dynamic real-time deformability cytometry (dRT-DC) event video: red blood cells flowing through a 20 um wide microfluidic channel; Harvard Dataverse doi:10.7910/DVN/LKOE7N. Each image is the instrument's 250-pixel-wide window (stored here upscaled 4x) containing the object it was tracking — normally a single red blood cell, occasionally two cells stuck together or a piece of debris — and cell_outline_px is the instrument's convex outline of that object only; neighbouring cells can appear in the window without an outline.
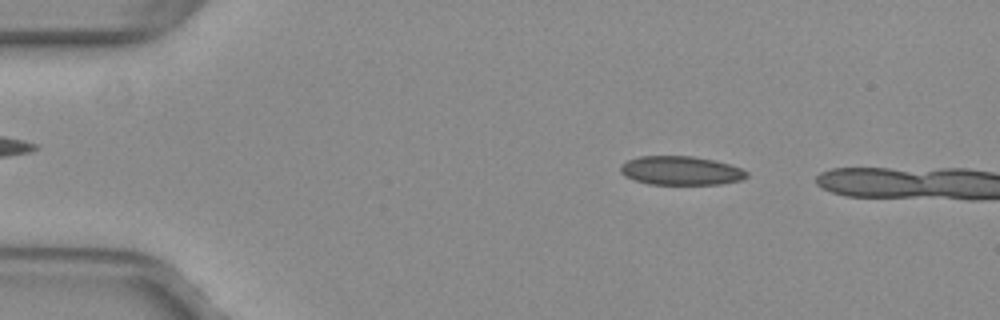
{"species": "common noctule bat (a hibernating species)", "species_latin": "Nyctalus noctula", "temperature_condition": "warm", "stored_images_in_passage": 15, "camera_frame_rate_fps": 3000, "um_per_image_px": 0.085, "animal": {"sex": "female", "body_mass_g": 29.2, "forearm_length_mm": 56.3}, "frame": {"image": 1, "passage_image": 9, "time_ms": 2.667, "image_size_px": [1000, 320], "cell_outline_px": [[748, 176], [740, 180], [720, 184], [648, 184], [624, 176], [620, 172], [620, 164], [628, 160], [640, 156], [692, 156], [712, 160], [728, 164], [740, 168], [748, 172]], "centroid_in_image_um": [57.84, 14.5], "position_along_channel_um": 27.2, "area_um2": 21.1}}